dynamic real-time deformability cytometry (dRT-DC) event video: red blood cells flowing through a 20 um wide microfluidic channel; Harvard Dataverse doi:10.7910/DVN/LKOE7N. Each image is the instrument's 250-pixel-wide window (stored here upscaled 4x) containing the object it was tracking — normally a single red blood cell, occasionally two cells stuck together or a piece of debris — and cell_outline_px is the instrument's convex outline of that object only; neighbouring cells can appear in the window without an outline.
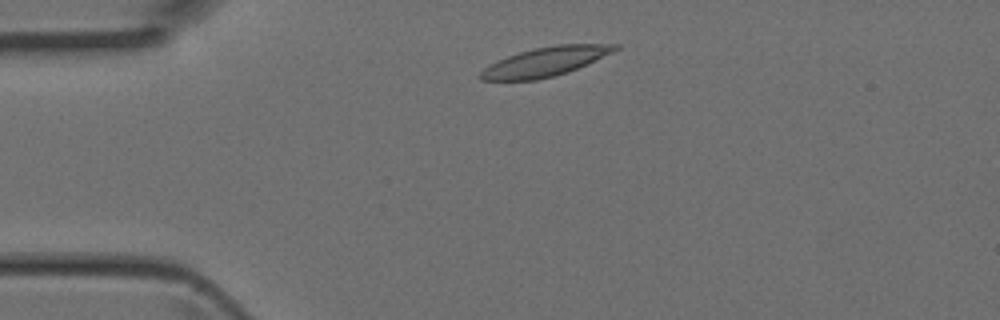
{"species": "Egyptian fruit bat (a non-hibernating species)", "species_latin": "Rousettus aegyptiacus", "temperature_condition": "room temperature", "stored_images_in_passage": 2, "camera_frame_rate_fps": 3000, "um_per_image_px": 0.085, "animal": {"sex": "female"}, "frame": {"image": 1, "passage_image": 1, "time_ms": 0.0, "image_size_px": [1000, 320], "cell_outline_px": [[620, 48], [612, 52], [568, 72], [536, 80], [480, 80], [476, 76], [488, 64], [496, 60], [532, 48], [556, 44], [620, 44]], "centroid_in_image_um": [46.29, 5.24], "position_along_channel_um": 38.7, "area_um2": 22.77}}